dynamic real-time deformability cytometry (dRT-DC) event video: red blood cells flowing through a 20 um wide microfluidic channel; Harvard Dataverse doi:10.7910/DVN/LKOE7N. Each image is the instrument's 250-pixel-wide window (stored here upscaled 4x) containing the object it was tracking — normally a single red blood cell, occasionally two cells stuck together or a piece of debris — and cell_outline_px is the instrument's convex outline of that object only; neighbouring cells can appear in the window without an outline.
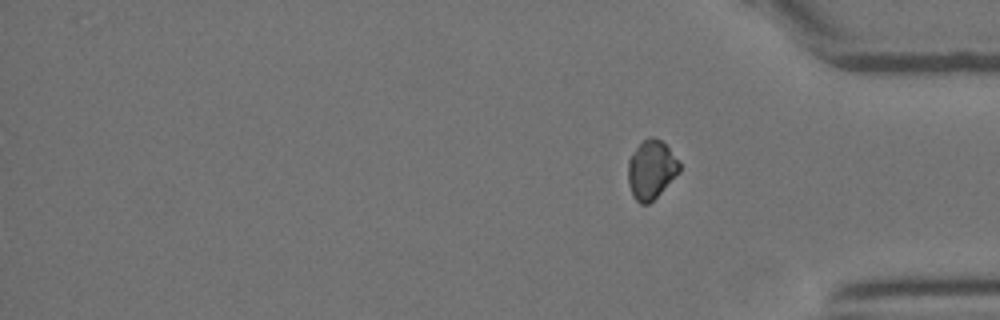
{"species": "Egyptian fruit bat (a non-hibernating species)", "species_latin": "Rousettus aegyptiacus", "temperature_condition": "room temperature", "stored_images_in_passage": 38, "segment_of_instrument_passage": [2, 2], "camera_frame_rate_fps": 3000, "um_per_image_px": 0.085, "animal": {"sex": "female"}, "frame": {"image": 1, "passage_image": 38, "time_ms": 12.333, "image_size_px": [1000, 320], "cell_outline_px": [[680, 172], [648, 204], [640, 204], [632, 196], [628, 184], [628, 160], [632, 152], [644, 140], [652, 136], [660, 140], [680, 160]], "centroid_in_image_um": [55.35, 14.42], "position_along_channel_um": 379.9, "area_um2": 17.51}}